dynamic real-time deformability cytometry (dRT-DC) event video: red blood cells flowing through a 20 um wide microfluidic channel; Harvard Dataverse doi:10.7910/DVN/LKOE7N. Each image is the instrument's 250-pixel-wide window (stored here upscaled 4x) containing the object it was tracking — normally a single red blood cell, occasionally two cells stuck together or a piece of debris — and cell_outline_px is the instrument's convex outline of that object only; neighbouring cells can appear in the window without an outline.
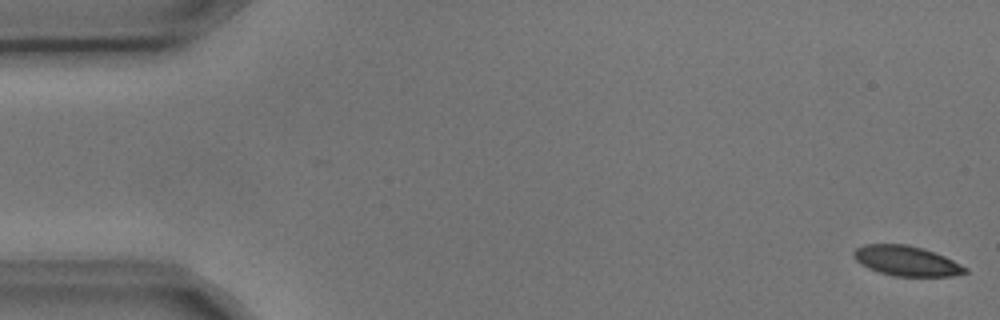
{"species": "common noctule bat (a hibernating species)", "species_latin": "Nyctalus noctula", "temperature_condition": "cold", "stored_images_in_passage": 4, "camera_frame_rate_fps": 3000, "um_per_image_px": 0.085, "animal": {"sex": "male", "body_mass_g": 17.9, "forearm_length_mm": 54.2}, "frame": {"image": 1, "passage_image": 1, "time_ms": 0.0, "image_size_px": [1000, 320], "cell_outline_px": [[968, 272], [952, 276], [892, 276], [868, 268], [860, 264], [852, 256], [852, 252], [856, 248], [864, 244], [908, 244], [924, 248], [944, 256], [968, 268]], "centroid_in_image_um": [77.02, 22.17], "position_along_channel_um": 8.0, "area_um2": 19.59}}
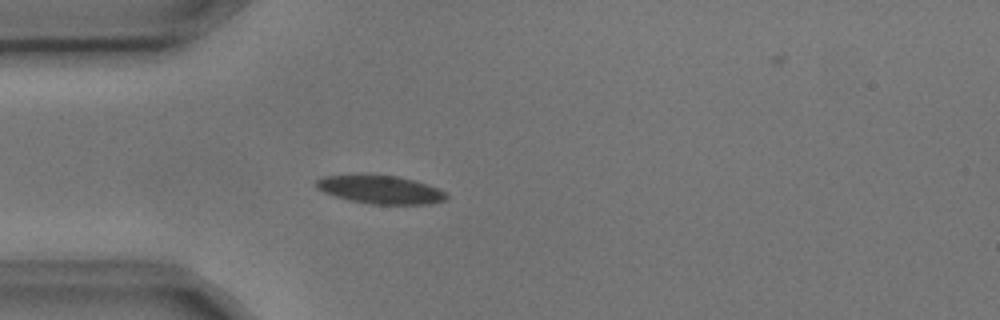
{"frame": {"image": 2, "passage_image": 4, "time_ms": 1.0, "image_size_px": [1000, 320], "cell_outline_px": [[448, 196], [444, 200], [432, 204], [372, 204], [348, 200], [324, 192], [316, 188], [316, 180], [324, 176], [396, 176], [428, 184], [444, 192]], "centroid_in_image_um": [32.35, 16.14], "position_along_channel_um": 52.7, "area_um2": 20.87}}